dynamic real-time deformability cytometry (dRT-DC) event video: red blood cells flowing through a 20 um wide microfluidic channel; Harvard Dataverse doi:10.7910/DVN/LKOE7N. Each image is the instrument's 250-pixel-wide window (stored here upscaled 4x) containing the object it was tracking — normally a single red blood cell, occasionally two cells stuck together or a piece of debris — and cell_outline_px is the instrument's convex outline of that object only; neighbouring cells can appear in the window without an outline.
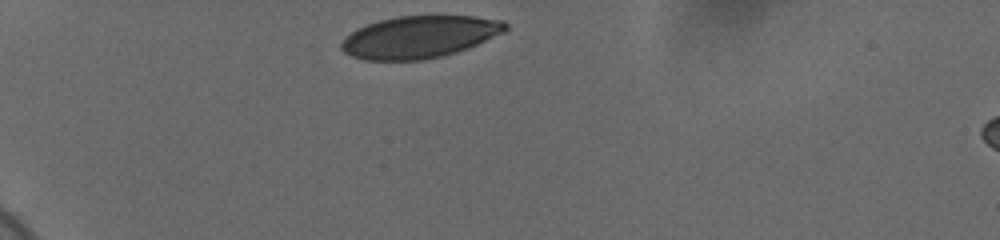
{"species": "human", "species_latin": "Homo sapiens", "temperature_condition": "cold", "stored_images_in_passage": 34, "camera_frame_rate_fps": 3000, "um_per_image_px": 0.085, "donor": {"sex": "female"}, "frame": {"image": 1, "passage_image": 1, "time_ms": 0.0, "image_size_px": [1000, 240], "cell_outline_px": [[508, 28], [504, 32], [468, 48], [444, 56], [424, 60], [364, 60], [352, 56], [344, 52], [340, 48], [340, 44], [352, 32], [368, 24], [380, 20], [396, 16], [472, 16], [504, 20], [508, 24]], "centroid_in_image_um": [35.69, 3.14], "position_along_channel_um": 49.3, "area_um2": 40.17}}
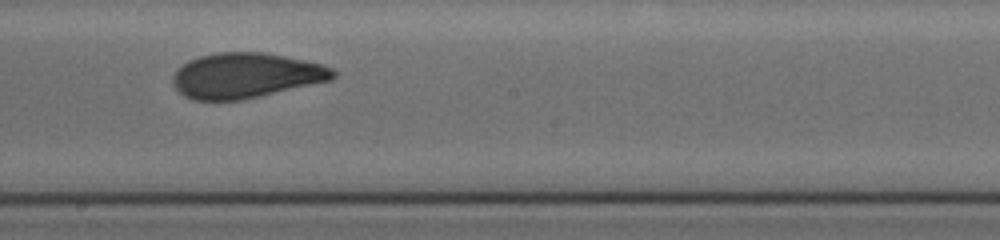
{"frame": {"image": 2, "passage_image": 19, "time_ms": 6.0, "image_size_px": [1000, 240], "cell_outline_px": [[336, 76], [332, 80], [240, 100], [192, 100], [184, 96], [172, 84], [172, 76], [176, 68], [188, 60], [200, 56], [220, 52], [264, 52], [304, 60], [320, 64], [332, 68], [336, 72]], "centroid_in_image_um": [20.86, 6.41], "position_along_channel_um": 227.3, "area_um2": 42.14}}
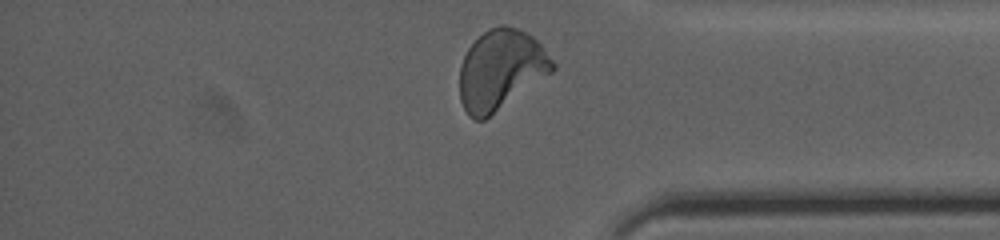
{"frame": {"image": 3, "passage_image": 33, "time_ms": 10.667, "image_size_px": [1000, 240], "cell_outline_px": [[556, 68], [552, 72], [484, 120], [476, 120], [468, 116], [460, 100], [460, 64], [468, 48], [488, 28], [500, 24], [504, 24], [516, 28], [532, 36], [544, 48], [556, 64]], "centroid_in_image_um": [42.56, 5.92], "position_along_channel_um": 392.6, "area_um2": 43.06}, "authors_computed_cell_mechanics": {"area_um2": 42.7142, "velocity_mm_per_s": 3.6762, "shape_relaxation_time_tau1_ms": 4.9818, "shape_relaxation_time_tau2_ms": 1.1706, "deformation_change_tau1": 0.1372, "deformation_change_tau2": 0.0606}}